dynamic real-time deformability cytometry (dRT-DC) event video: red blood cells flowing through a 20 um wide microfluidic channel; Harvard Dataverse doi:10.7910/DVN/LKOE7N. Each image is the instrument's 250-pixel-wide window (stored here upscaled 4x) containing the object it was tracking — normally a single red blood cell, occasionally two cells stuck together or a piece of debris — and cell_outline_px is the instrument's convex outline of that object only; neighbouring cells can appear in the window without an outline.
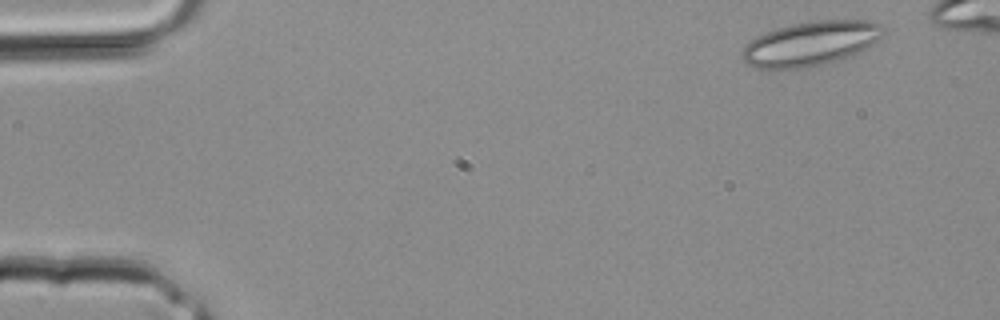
{"species": "common noctule bat (a hibernating species)", "species_latin": "Nyctalus noctula", "temperature_condition": "room temperature", "stored_images_in_passage": 4, "camera_frame_rate_fps": 3000, "um_per_image_px": 0.085, "animal": {"sex": "male", "body_mass_g": 20.4}, "frame": {"image": 1, "passage_image": 1, "time_ms": 0.0, "image_size_px": [1000, 320], "cell_outline_px": [[884, 32], [872, 44], [856, 56], [804, 68], [768, 72], [756, 68], [748, 64], [740, 56], [740, 52], [756, 36], [764, 32], [792, 24], [816, 20], [872, 20], [880, 24], [884, 28]], "centroid_in_image_um": [68.88, 3.74], "position_along_channel_um": 16.1, "area_um2": 37.28}}